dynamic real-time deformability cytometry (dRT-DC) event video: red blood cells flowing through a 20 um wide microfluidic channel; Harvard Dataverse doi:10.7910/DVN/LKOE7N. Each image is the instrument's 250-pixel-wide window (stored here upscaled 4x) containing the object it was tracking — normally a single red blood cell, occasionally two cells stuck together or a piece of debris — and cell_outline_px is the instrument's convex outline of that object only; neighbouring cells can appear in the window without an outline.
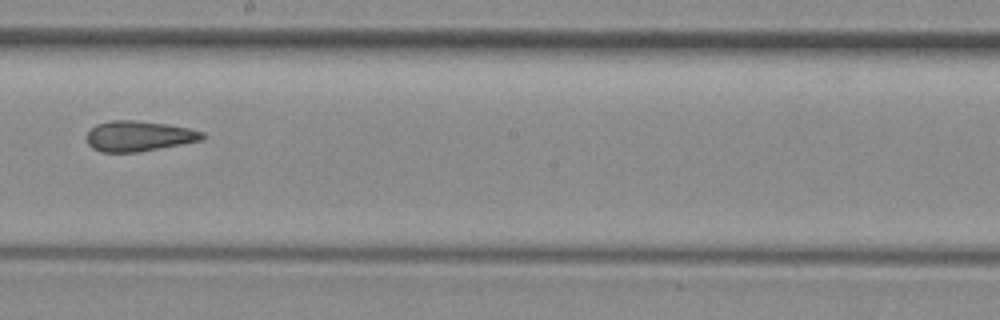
{"species": "common noctule bat (a hibernating species)", "species_latin": "Nyctalus noctula", "temperature_condition": "room temperature", "stored_images_in_passage": 10, "camera_frame_rate_fps": 3000, "um_per_image_px": 0.085, "animal": {"sex": "female", "body_mass_g": 29.2, "forearm_length_mm": 56.3}, "frame": {"image": 1, "passage_image": 9, "time_ms": 9.333, "image_size_px": [1000, 320], "cell_outline_px": [[204, 136], [200, 140], [180, 144], [136, 152], [100, 152], [92, 148], [88, 144], [88, 132], [96, 124], [112, 120], [132, 120], [168, 124], [188, 128], [204, 132]], "centroid_in_image_um": [11.77, 11.56], "position_along_channel_um": 236.4, "area_um2": 20.17}}
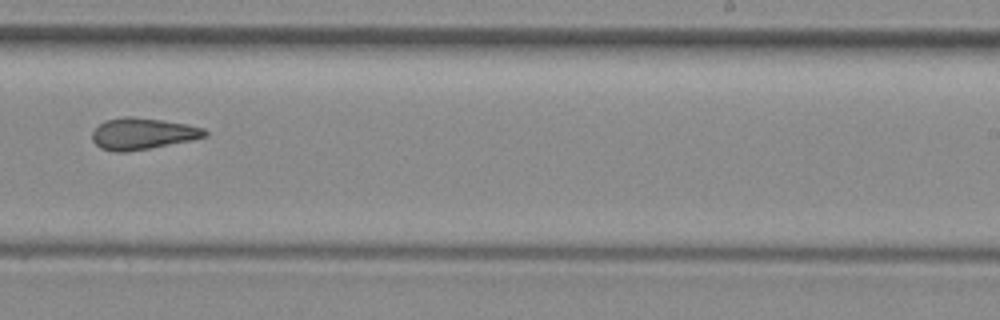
{"frame": {"image": 2, "passage_image": 10, "time_ms": 10.333, "image_size_px": [1000, 320], "cell_outline_px": [[208, 136], [192, 140], [128, 152], [116, 152], [100, 148], [92, 140], [92, 132], [104, 120], [124, 116], [132, 116], [164, 120], [188, 124], [204, 128], [208, 132]], "centroid_in_image_um": [12.13, 11.35], "position_along_channel_um": 276.9, "area_um2": 20.87}}